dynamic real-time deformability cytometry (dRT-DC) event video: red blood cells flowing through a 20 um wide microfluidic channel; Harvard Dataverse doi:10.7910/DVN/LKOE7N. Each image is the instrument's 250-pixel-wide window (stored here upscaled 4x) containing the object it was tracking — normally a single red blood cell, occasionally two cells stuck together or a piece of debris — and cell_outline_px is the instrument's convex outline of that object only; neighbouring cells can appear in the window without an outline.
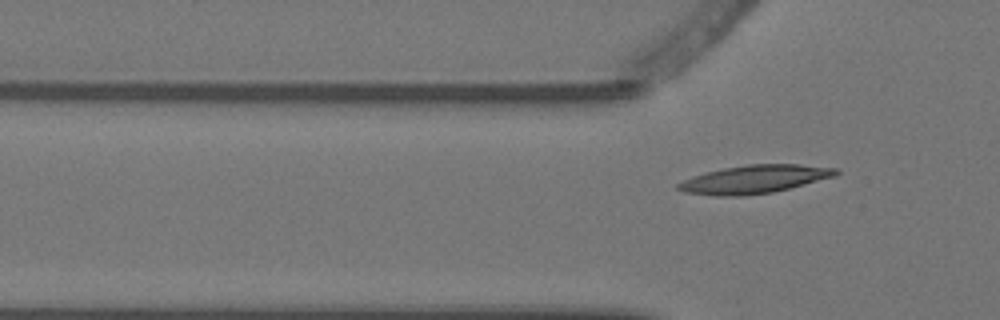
{"species": "Egyptian fruit bat (a non-hibernating species)", "species_latin": "Rousettus aegyptiacus", "temperature_condition": "warm", "stored_images_in_passage": 6, "camera_frame_rate_fps": 3000, "um_per_image_px": 0.085, "animal": {"sex": "female"}, "frame": {"image": 1, "passage_image": 6, "time_ms": 1.667, "image_size_px": [1000, 320], "cell_outline_px": [[840, 172], [836, 176], [772, 192], [740, 196], [712, 196], [684, 192], [676, 188], [676, 184], [692, 176], [724, 168], [748, 164], [800, 164], [840, 168]], "centroid_in_image_um": [64.14, 15.23], "position_along_channel_um": 61.7, "area_um2": 25.89}}